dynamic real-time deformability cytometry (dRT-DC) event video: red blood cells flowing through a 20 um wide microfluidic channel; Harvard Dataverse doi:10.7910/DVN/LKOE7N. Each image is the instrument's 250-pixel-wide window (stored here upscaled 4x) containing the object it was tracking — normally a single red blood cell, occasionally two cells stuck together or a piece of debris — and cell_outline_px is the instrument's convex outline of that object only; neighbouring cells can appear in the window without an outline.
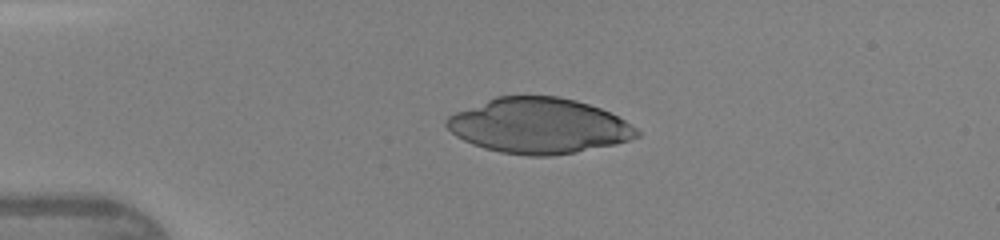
{"species": "human", "species_latin": "Homo sapiens", "temperature_condition": "warm", "stored_images_in_passage": 36, "camera_frame_rate_fps": 3000, "um_per_image_px": 0.085, "donor": {"sex": "female"}, "frame": {"image": 1, "passage_image": 1, "time_ms": 0.0, "image_size_px": [1000, 240], "cell_outline_px": [[640, 136], [616, 144], [576, 152], [552, 156], [528, 156], [500, 152], [484, 148], [472, 144], [456, 136], [444, 124], [444, 120], [448, 116], [456, 112], [496, 96], [556, 96], [576, 100], [600, 108], [624, 120], [636, 128], [640, 132]], "centroid_in_image_um": [45.78, 10.7], "position_along_channel_um": 39.2, "area_um2": 61.27}}